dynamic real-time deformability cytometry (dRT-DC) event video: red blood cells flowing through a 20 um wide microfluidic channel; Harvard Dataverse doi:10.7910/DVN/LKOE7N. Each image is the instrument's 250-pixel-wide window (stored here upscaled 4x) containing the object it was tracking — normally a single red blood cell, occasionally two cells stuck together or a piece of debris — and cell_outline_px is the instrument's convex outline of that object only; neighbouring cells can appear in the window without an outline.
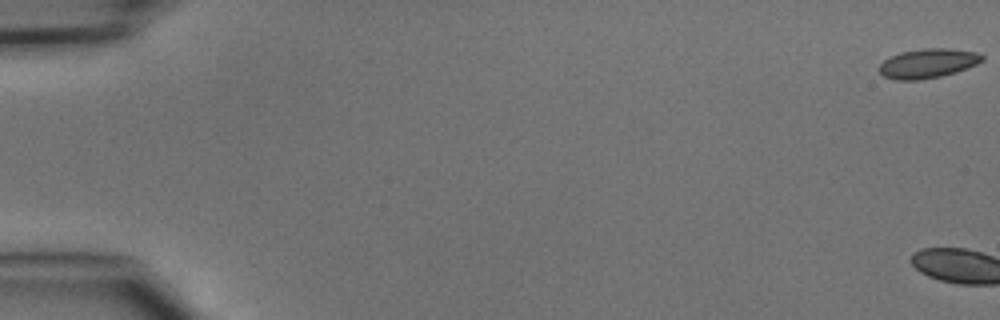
{"species": "common noctule bat (a hibernating species)", "species_latin": "Nyctalus noctula", "temperature_condition": "cold", "stored_images_in_passage": 3, "camera_frame_rate_fps": 3000, "um_per_image_px": 0.085, "animal": {"sex": "male", "body_mass_g": 15.6}, "frame": {"image": 1, "passage_image": 1, "time_ms": 0.0, "image_size_px": [1000, 320], "cell_outline_px": [[984, 60], [976, 64], [956, 72], [940, 76], [920, 80], [896, 80], [884, 76], [876, 68], [884, 60], [900, 52], [924, 48], [948, 48], [976, 52], [984, 56]], "centroid_in_image_um": [78.85, 5.38], "position_along_channel_um": 6.2, "area_um2": 17.63}}